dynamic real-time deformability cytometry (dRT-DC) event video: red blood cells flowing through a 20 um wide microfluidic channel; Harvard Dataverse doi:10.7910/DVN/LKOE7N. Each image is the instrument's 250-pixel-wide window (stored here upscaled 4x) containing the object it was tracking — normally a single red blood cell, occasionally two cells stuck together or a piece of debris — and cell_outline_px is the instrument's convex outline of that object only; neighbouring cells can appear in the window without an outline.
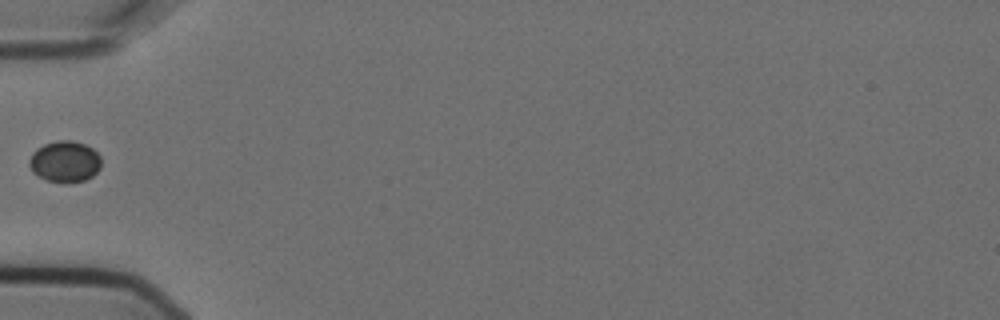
{"species": "Egyptian fruit bat (a non-hibernating species)", "species_latin": "Rousettus aegyptiacus", "temperature_condition": "cold", "stored_images_in_passage": 4, "camera_frame_rate_fps": 3000, "um_per_image_px": 0.085, "animal": {"sex": "female"}, "frame": {"image": 1, "passage_image": 4, "time_ms": 1.0, "image_size_px": [1000, 320], "cell_outline_px": [[100, 168], [92, 176], [84, 180], [48, 180], [36, 176], [32, 172], [28, 164], [28, 160], [32, 152], [36, 148], [44, 144], [56, 140], [72, 140], [84, 144], [92, 148], [100, 156]], "centroid_in_image_um": [5.47, 13.69], "position_along_channel_um": 79.5, "area_um2": 17.05}}